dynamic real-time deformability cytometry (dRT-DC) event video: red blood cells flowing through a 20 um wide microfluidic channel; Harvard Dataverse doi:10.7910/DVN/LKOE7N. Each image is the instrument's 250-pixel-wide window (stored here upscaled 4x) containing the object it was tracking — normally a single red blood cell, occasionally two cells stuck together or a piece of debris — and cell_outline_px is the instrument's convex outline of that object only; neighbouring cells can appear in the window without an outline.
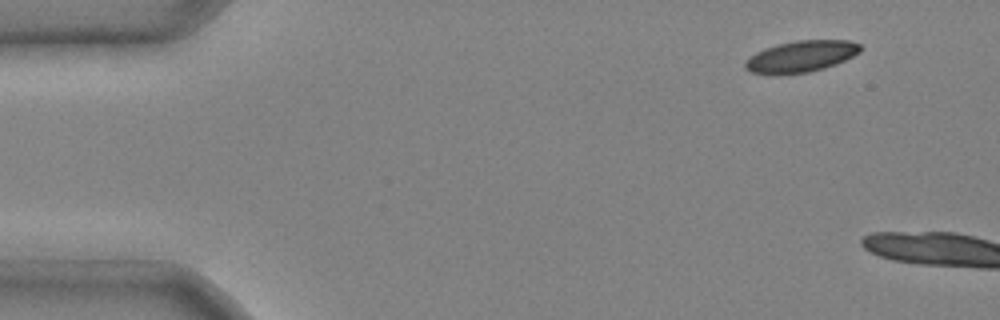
{"species": "common noctule bat (a hibernating species)", "species_latin": "Nyctalus noctula", "temperature_condition": "cold", "stored_images_in_passage": 2, "camera_frame_rate_fps": 3000, "um_per_image_px": 0.085, "animal": {"sex": "male", "body_mass_g": 20.4}, "frame": {"image": 1, "passage_image": 2, "time_ms": 0.333, "image_size_px": [1000, 320], "cell_outline_px": [[860, 52], [836, 64], [824, 68], [808, 72], [752, 72], [744, 68], [744, 64], [756, 52], [764, 48], [796, 40], [848, 40], [860, 44]], "centroid_in_image_um": [68.15, 4.76], "position_along_channel_um": 16.9, "area_um2": 20.29}}